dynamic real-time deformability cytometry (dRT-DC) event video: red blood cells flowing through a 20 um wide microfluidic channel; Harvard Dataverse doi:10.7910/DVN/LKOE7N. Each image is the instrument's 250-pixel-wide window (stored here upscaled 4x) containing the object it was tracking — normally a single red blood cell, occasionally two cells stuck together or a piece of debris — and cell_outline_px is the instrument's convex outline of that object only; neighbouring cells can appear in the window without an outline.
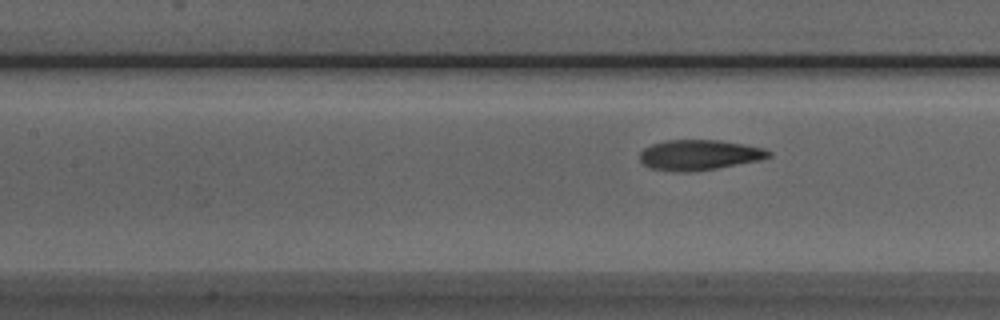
{"species": "Egyptian fruit bat (a non-hibernating species)", "species_latin": "Rousettus aegyptiacus", "temperature_condition": "room temperature", "stored_images_in_passage": 8, "camera_frame_rate_fps": 3000, "um_per_image_px": 0.085, "animal": {"sex": "male"}, "frame": {"image": 1, "passage_image": 8, "time_ms": 8.667, "image_size_px": [1000, 320], "cell_outline_px": [[772, 156], [760, 160], [716, 168], [688, 172], [676, 172], [652, 168], [644, 164], [640, 160], [640, 152], [644, 148], [652, 144], [664, 140], [720, 140], [744, 144], [764, 148], [772, 152]], "centroid_in_image_um": [59.45, 13.16], "position_along_channel_um": 148.0, "area_um2": 22.77}}